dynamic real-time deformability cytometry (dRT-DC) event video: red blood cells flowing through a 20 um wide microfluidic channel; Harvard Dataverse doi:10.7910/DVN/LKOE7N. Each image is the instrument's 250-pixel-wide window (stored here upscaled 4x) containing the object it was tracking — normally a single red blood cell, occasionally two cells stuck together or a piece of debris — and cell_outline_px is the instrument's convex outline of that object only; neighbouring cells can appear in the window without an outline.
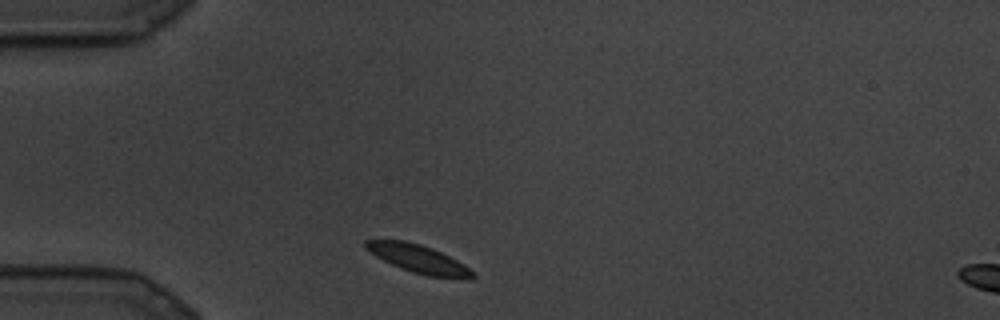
{"species": "common noctule bat (a hibernating species)", "species_latin": "Nyctalus noctula", "temperature_condition": "cold", "stored_images_in_passage": 70, "segment_of_instrument_passage": [1, 2], "camera_frame_rate_fps": 3000, "um_per_image_px": 0.085, "animal": {"sex": "male", "body_mass_g": 19.5, "forearm_length_mm": 54.6}, "frame": {"image": 1, "passage_image": 1, "time_ms": 0.0, "image_size_px": [1000, 320], "cell_outline_px": [[476, 276], [472, 280], [464, 280], [428, 276], [412, 272], [400, 268], [376, 256], [364, 248], [364, 240], [404, 240], [420, 244], [432, 248], [464, 264]], "centroid_in_image_um": [35.6, 22.02], "position_along_channel_um": 49.4, "area_um2": 17.63}}
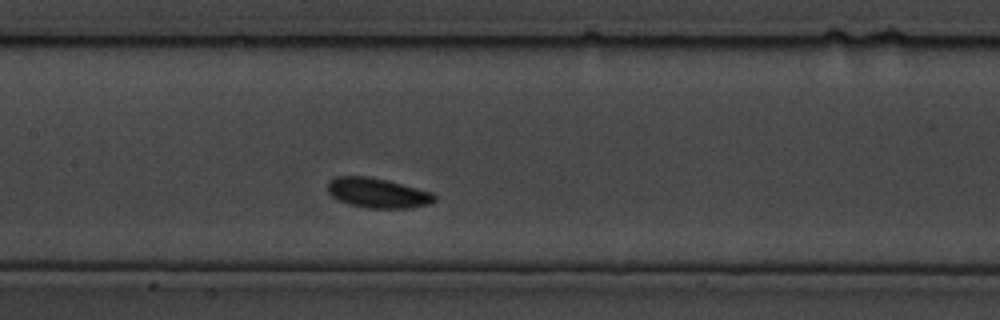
{"frame": {"image": 2, "passage_image": 21, "time_ms": 6.667, "image_size_px": [1000, 320], "cell_outline_px": [[436, 200], [432, 204], [408, 208], [364, 208], [348, 204], [332, 196], [328, 192], [328, 180], [336, 176], [368, 176], [388, 180], [432, 192], [436, 196]], "centroid_in_image_um": [32.11, 16.4], "position_along_channel_um": 175.3, "area_um2": 18.79}}
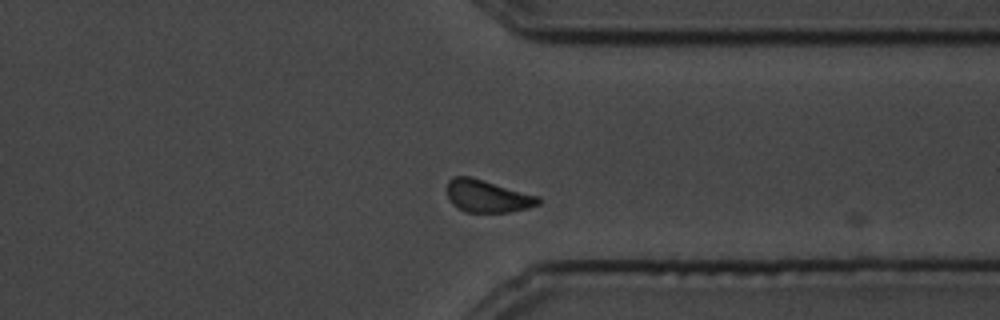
{"frame": {"image": 3, "passage_image": 48, "time_ms": 15.667, "image_size_px": [1000, 320], "cell_outline_px": [[540, 204], [528, 208], [508, 212], [464, 212], [456, 208], [452, 204], [448, 196], [448, 180], [452, 176], [468, 176], [540, 196]], "centroid_in_image_um": [41.42, 16.68], "position_along_channel_um": 370.0, "area_um2": 17.22}}